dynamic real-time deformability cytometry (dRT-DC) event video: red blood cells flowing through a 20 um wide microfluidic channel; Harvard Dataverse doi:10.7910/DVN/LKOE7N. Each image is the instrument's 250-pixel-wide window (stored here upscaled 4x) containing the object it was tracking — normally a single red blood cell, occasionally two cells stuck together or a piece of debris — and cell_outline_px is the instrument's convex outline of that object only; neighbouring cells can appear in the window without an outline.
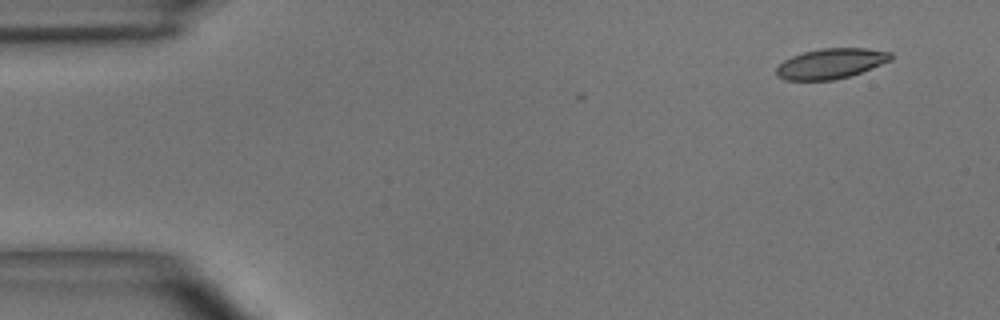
{"species": "common noctule bat (a hibernating species)", "species_latin": "Nyctalus noctula", "temperature_condition": "room temperature", "stored_images_in_passage": 6, "camera_frame_rate_fps": 3000, "um_per_image_px": 0.085, "animal": {"sex": "male", "body_mass_g": 15.6}, "frame": {"image": 1, "passage_image": 1, "time_ms": 0.0, "image_size_px": [1000, 320], "cell_outline_px": [[892, 60], [860, 72], [848, 76], [832, 80], [784, 80], [776, 76], [776, 68], [784, 60], [792, 56], [804, 52], [820, 48], [868, 48], [892, 52]], "centroid_in_image_um": [70.61, 5.39], "position_along_channel_um": 14.4, "area_um2": 20.11}}
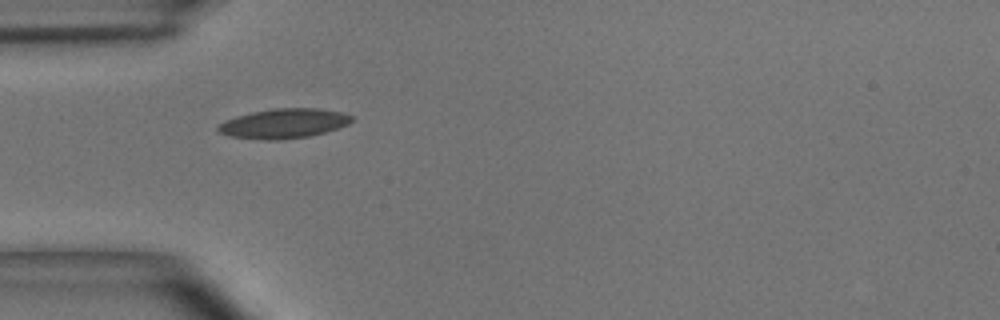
{"frame": {"image": 2, "passage_image": 4, "time_ms": 1.0, "image_size_px": [1000, 320], "cell_outline_px": [[352, 120], [348, 124], [324, 132], [308, 136], [280, 140], [260, 140], [228, 136], [220, 132], [216, 128], [216, 124], [224, 120], [236, 116], [252, 112], [276, 108], [320, 108], [344, 112], [352, 116]], "centroid_in_image_um": [24.08, 10.49], "position_along_channel_um": 60.9, "area_um2": 23.24}}
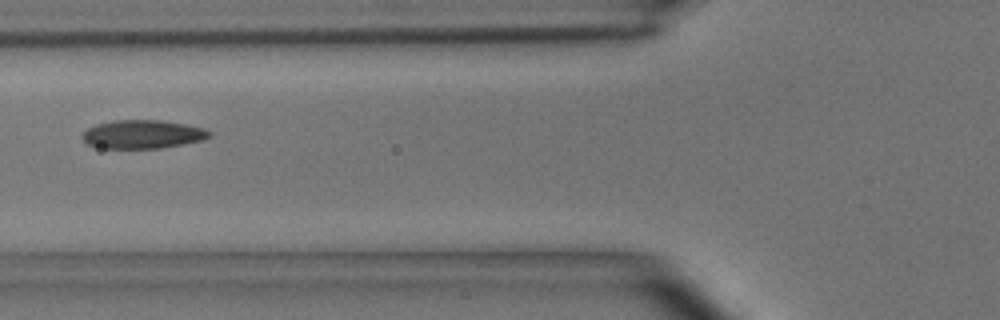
{"frame": {"image": 3, "passage_image": 5, "time_ms": 1.333, "image_size_px": [1000, 320], "cell_outline_px": [[212, 136], [204, 140], [160, 148], [100, 148], [88, 144], [80, 136], [88, 128], [96, 124], [112, 120], [160, 120], [184, 124], [204, 128], [212, 132]], "centroid_in_image_um": [12.13, 11.41], "position_along_channel_um": 113.7, "area_um2": 21.15}}